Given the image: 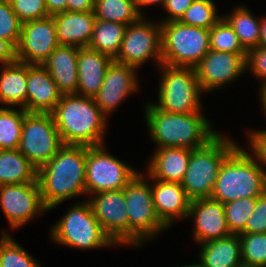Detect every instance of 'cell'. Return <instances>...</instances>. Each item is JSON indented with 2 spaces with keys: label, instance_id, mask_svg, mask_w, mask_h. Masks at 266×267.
<instances>
[{
  "label": "cell",
  "instance_id": "cell-3",
  "mask_svg": "<svg viewBox=\"0 0 266 267\" xmlns=\"http://www.w3.org/2000/svg\"><path fill=\"white\" fill-rule=\"evenodd\" d=\"M64 145L104 144L108 118L92 97L62 94L51 112Z\"/></svg>",
  "mask_w": 266,
  "mask_h": 267
},
{
  "label": "cell",
  "instance_id": "cell-31",
  "mask_svg": "<svg viewBox=\"0 0 266 267\" xmlns=\"http://www.w3.org/2000/svg\"><path fill=\"white\" fill-rule=\"evenodd\" d=\"M0 107V150L18 149L24 116L23 108Z\"/></svg>",
  "mask_w": 266,
  "mask_h": 267
},
{
  "label": "cell",
  "instance_id": "cell-33",
  "mask_svg": "<svg viewBox=\"0 0 266 267\" xmlns=\"http://www.w3.org/2000/svg\"><path fill=\"white\" fill-rule=\"evenodd\" d=\"M212 0H194L183 14L180 23L188 26L211 29L222 17Z\"/></svg>",
  "mask_w": 266,
  "mask_h": 267
},
{
  "label": "cell",
  "instance_id": "cell-40",
  "mask_svg": "<svg viewBox=\"0 0 266 267\" xmlns=\"http://www.w3.org/2000/svg\"><path fill=\"white\" fill-rule=\"evenodd\" d=\"M247 70L252 75L260 79L262 83L266 82V47L258 46L247 52L246 58Z\"/></svg>",
  "mask_w": 266,
  "mask_h": 267
},
{
  "label": "cell",
  "instance_id": "cell-29",
  "mask_svg": "<svg viewBox=\"0 0 266 267\" xmlns=\"http://www.w3.org/2000/svg\"><path fill=\"white\" fill-rule=\"evenodd\" d=\"M249 8L237 6L230 15L224 19L230 24L238 35L243 48L249 50L259 46L261 18H255Z\"/></svg>",
  "mask_w": 266,
  "mask_h": 267
},
{
  "label": "cell",
  "instance_id": "cell-46",
  "mask_svg": "<svg viewBox=\"0 0 266 267\" xmlns=\"http://www.w3.org/2000/svg\"><path fill=\"white\" fill-rule=\"evenodd\" d=\"M166 0H136V7L138 12L144 16L145 14L142 13L141 8L148 6V5H156V4H160L163 8L164 4H165Z\"/></svg>",
  "mask_w": 266,
  "mask_h": 267
},
{
  "label": "cell",
  "instance_id": "cell-35",
  "mask_svg": "<svg viewBox=\"0 0 266 267\" xmlns=\"http://www.w3.org/2000/svg\"><path fill=\"white\" fill-rule=\"evenodd\" d=\"M210 50L247 53L241 45L238 35L223 17L210 29Z\"/></svg>",
  "mask_w": 266,
  "mask_h": 267
},
{
  "label": "cell",
  "instance_id": "cell-28",
  "mask_svg": "<svg viewBox=\"0 0 266 267\" xmlns=\"http://www.w3.org/2000/svg\"><path fill=\"white\" fill-rule=\"evenodd\" d=\"M127 25L96 19L88 48L113 59L118 55Z\"/></svg>",
  "mask_w": 266,
  "mask_h": 267
},
{
  "label": "cell",
  "instance_id": "cell-21",
  "mask_svg": "<svg viewBox=\"0 0 266 267\" xmlns=\"http://www.w3.org/2000/svg\"><path fill=\"white\" fill-rule=\"evenodd\" d=\"M114 59L107 54L79 48L77 54V95L94 98L105 78L107 68Z\"/></svg>",
  "mask_w": 266,
  "mask_h": 267
},
{
  "label": "cell",
  "instance_id": "cell-15",
  "mask_svg": "<svg viewBox=\"0 0 266 267\" xmlns=\"http://www.w3.org/2000/svg\"><path fill=\"white\" fill-rule=\"evenodd\" d=\"M247 53L213 51L194 67L202 91L212 92L235 81L247 71Z\"/></svg>",
  "mask_w": 266,
  "mask_h": 267
},
{
  "label": "cell",
  "instance_id": "cell-22",
  "mask_svg": "<svg viewBox=\"0 0 266 267\" xmlns=\"http://www.w3.org/2000/svg\"><path fill=\"white\" fill-rule=\"evenodd\" d=\"M60 45L86 48L93 36L96 16L94 11H65L52 16Z\"/></svg>",
  "mask_w": 266,
  "mask_h": 267
},
{
  "label": "cell",
  "instance_id": "cell-49",
  "mask_svg": "<svg viewBox=\"0 0 266 267\" xmlns=\"http://www.w3.org/2000/svg\"><path fill=\"white\" fill-rule=\"evenodd\" d=\"M179 267V266H178ZM180 267H199L198 264L182 265Z\"/></svg>",
  "mask_w": 266,
  "mask_h": 267
},
{
  "label": "cell",
  "instance_id": "cell-32",
  "mask_svg": "<svg viewBox=\"0 0 266 267\" xmlns=\"http://www.w3.org/2000/svg\"><path fill=\"white\" fill-rule=\"evenodd\" d=\"M0 267H40V264L4 231L0 236Z\"/></svg>",
  "mask_w": 266,
  "mask_h": 267
},
{
  "label": "cell",
  "instance_id": "cell-41",
  "mask_svg": "<svg viewBox=\"0 0 266 267\" xmlns=\"http://www.w3.org/2000/svg\"><path fill=\"white\" fill-rule=\"evenodd\" d=\"M248 143L250 144L252 154L257 158L259 164L266 173V130L248 131ZM263 165V166H262Z\"/></svg>",
  "mask_w": 266,
  "mask_h": 267
},
{
  "label": "cell",
  "instance_id": "cell-45",
  "mask_svg": "<svg viewBox=\"0 0 266 267\" xmlns=\"http://www.w3.org/2000/svg\"><path fill=\"white\" fill-rule=\"evenodd\" d=\"M45 2L49 16L67 11V0H45Z\"/></svg>",
  "mask_w": 266,
  "mask_h": 267
},
{
  "label": "cell",
  "instance_id": "cell-10",
  "mask_svg": "<svg viewBox=\"0 0 266 267\" xmlns=\"http://www.w3.org/2000/svg\"><path fill=\"white\" fill-rule=\"evenodd\" d=\"M63 146L64 143L51 113L25 114L18 150L37 170Z\"/></svg>",
  "mask_w": 266,
  "mask_h": 267
},
{
  "label": "cell",
  "instance_id": "cell-23",
  "mask_svg": "<svg viewBox=\"0 0 266 267\" xmlns=\"http://www.w3.org/2000/svg\"><path fill=\"white\" fill-rule=\"evenodd\" d=\"M192 149L164 147L155 149L147 166V178L181 183L188 168Z\"/></svg>",
  "mask_w": 266,
  "mask_h": 267
},
{
  "label": "cell",
  "instance_id": "cell-36",
  "mask_svg": "<svg viewBox=\"0 0 266 267\" xmlns=\"http://www.w3.org/2000/svg\"><path fill=\"white\" fill-rule=\"evenodd\" d=\"M257 198H242L224 204L226 222L231 234L239 235L245 229L248 218L253 213Z\"/></svg>",
  "mask_w": 266,
  "mask_h": 267
},
{
  "label": "cell",
  "instance_id": "cell-34",
  "mask_svg": "<svg viewBox=\"0 0 266 267\" xmlns=\"http://www.w3.org/2000/svg\"><path fill=\"white\" fill-rule=\"evenodd\" d=\"M242 263L247 267H266V233H240Z\"/></svg>",
  "mask_w": 266,
  "mask_h": 267
},
{
  "label": "cell",
  "instance_id": "cell-26",
  "mask_svg": "<svg viewBox=\"0 0 266 267\" xmlns=\"http://www.w3.org/2000/svg\"><path fill=\"white\" fill-rule=\"evenodd\" d=\"M0 67V104L9 108L18 106L26 111L27 63L16 61Z\"/></svg>",
  "mask_w": 266,
  "mask_h": 267
},
{
  "label": "cell",
  "instance_id": "cell-9",
  "mask_svg": "<svg viewBox=\"0 0 266 267\" xmlns=\"http://www.w3.org/2000/svg\"><path fill=\"white\" fill-rule=\"evenodd\" d=\"M143 174L138 172L124 188L129 217V245L136 247L168 229L157 216L151 184Z\"/></svg>",
  "mask_w": 266,
  "mask_h": 267
},
{
  "label": "cell",
  "instance_id": "cell-44",
  "mask_svg": "<svg viewBox=\"0 0 266 267\" xmlns=\"http://www.w3.org/2000/svg\"><path fill=\"white\" fill-rule=\"evenodd\" d=\"M95 0H67V11L88 12L94 11Z\"/></svg>",
  "mask_w": 266,
  "mask_h": 267
},
{
  "label": "cell",
  "instance_id": "cell-4",
  "mask_svg": "<svg viewBox=\"0 0 266 267\" xmlns=\"http://www.w3.org/2000/svg\"><path fill=\"white\" fill-rule=\"evenodd\" d=\"M266 192V173L257 158L240 145L221 165L211 199L223 204Z\"/></svg>",
  "mask_w": 266,
  "mask_h": 267
},
{
  "label": "cell",
  "instance_id": "cell-13",
  "mask_svg": "<svg viewBox=\"0 0 266 267\" xmlns=\"http://www.w3.org/2000/svg\"><path fill=\"white\" fill-rule=\"evenodd\" d=\"M0 206L11 229H18L34 216L48 212L41 199L38 180L0 186Z\"/></svg>",
  "mask_w": 266,
  "mask_h": 267
},
{
  "label": "cell",
  "instance_id": "cell-27",
  "mask_svg": "<svg viewBox=\"0 0 266 267\" xmlns=\"http://www.w3.org/2000/svg\"><path fill=\"white\" fill-rule=\"evenodd\" d=\"M37 179V169L18 149L0 150V186L24 184Z\"/></svg>",
  "mask_w": 266,
  "mask_h": 267
},
{
  "label": "cell",
  "instance_id": "cell-43",
  "mask_svg": "<svg viewBox=\"0 0 266 267\" xmlns=\"http://www.w3.org/2000/svg\"><path fill=\"white\" fill-rule=\"evenodd\" d=\"M16 61V47L10 41L0 38V65L12 64Z\"/></svg>",
  "mask_w": 266,
  "mask_h": 267
},
{
  "label": "cell",
  "instance_id": "cell-8",
  "mask_svg": "<svg viewBox=\"0 0 266 267\" xmlns=\"http://www.w3.org/2000/svg\"><path fill=\"white\" fill-rule=\"evenodd\" d=\"M162 64L195 67L210 50V29L161 23Z\"/></svg>",
  "mask_w": 266,
  "mask_h": 267
},
{
  "label": "cell",
  "instance_id": "cell-18",
  "mask_svg": "<svg viewBox=\"0 0 266 267\" xmlns=\"http://www.w3.org/2000/svg\"><path fill=\"white\" fill-rule=\"evenodd\" d=\"M194 218L192 237L197 243L231 235L226 222L224 204L211 198L191 200L188 216Z\"/></svg>",
  "mask_w": 266,
  "mask_h": 267
},
{
  "label": "cell",
  "instance_id": "cell-1",
  "mask_svg": "<svg viewBox=\"0 0 266 267\" xmlns=\"http://www.w3.org/2000/svg\"><path fill=\"white\" fill-rule=\"evenodd\" d=\"M86 146L64 145L37 170L41 199L51 210L69 199L86 195Z\"/></svg>",
  "mask_w": 266,
  "mask_h": 267
},
{
  "label": "cell",
  "instance_id": "cell-19",
  "mask_svg": "<svg viewBox=\"0 0 266 267\" xmlns=\"http://www.w3.org/2000/svg\"><path fill=\"white\" fill-rule=\"evenodd\" d=\"M151 179L153 204L161 222L170 228L175 219L187 218L191 199L181 183Z\"/></svg>",
  "mask_w": 266,
  "mask_h": 267
},
{
  "label": "cell",
  "instance_id": "cell-30",
  "mask_svg": "<svg viewBox=\"0 0 266 267\" xmlns=\"http://www.w3.org/2000/svg\"><path fill=\"white\" fill-rule=\"evenodd\" d=\"M94 13L98 20L124 25L132 24L142 17L135 0H95Z\"/></svg>",
  "mask_w": 266,
  "mask_h": 267
},
{
  "label": "cell",
  "instance_id": "cell-20",
  "mask_svg": "<svg viewBox=\"0 0 266 267\" xmlns=\"http://www.w3.org/2000/svg\"><path fill=\"white\" fill-rule=\"evenodd\" d=\"M62 93L42 64H27L26 112L51 113Z\"/></svg>",
  "mask_w": 266,
  "mask_h": 267
},
{
  "label": "cell",
  "instance_id": "cell-39",
  "mask_svg": "<svg viewBox=\"0 0 266 267\" xmlns=\"http://www.w3.org/2000/svg\"><path fill=\"white\" fill-rule=\"evenodd\" d=\"M244 234L266 233V192L257 198L253 213L248 218Z\"/></svg>",
  "mask_w": 266,
  "mask_h": 267
},
{
  "label": "cell",
  "instance_id": "cell-38",
  "mask_svg": "<svg viewBox=\"0 0 266 267\" xmlns=\"http://www.w3.org/2000/svg\"><path fill=\"white\" fill-rule=\"evenodd\" d=\"M21 23L48 17L45 0H9Z\"/></svg>",
  "mask_w": 266,
  "mask_h": 267
},
{
  "label": "cell",
  "instance_id": "cell-5",
  "mask_svg": "<svg viewBox=\"0 0 266 267\" xmlns=\"http://www.w3.org/2000/svg\"><path fill=\"white\" fill-rule=\"evenodd\" d=\"M237 147L233 139L219 133L207 145L192 150L181 182L191 200L211 197L221 165Z\"/></svg>",
  "mask_w": 266,
  "mask_h": 267
},
{
  "label": "cell",
  "instance_id": "cell-2",
  "mask_svg": "<svg viewBox=\"0 0 266 267\" xmlns=\"http://www.w3.org/2000/svg\"><path fill=\"white\" fill-rule=\"evenodd\" d=\"M145 122L152 142L158 148L184 147L197 149L207 145L220 132L212 129L210 119L202 112L169 113L153 103L145 106Z\"/></svg>",
  "mask_w": 266,
  "mask_h": 267
},
{
  "label": "cell",
  "instance_id": "cell-24",
  "mask_svg": "<svg viewBox=\"0 0 266 267\" xmlns=\"http://www.w3.org/2000/svg\"><path fill=\"white\" fill-rule=\"evenodd\" d=\"M78 47L59 45L42 63L62 94H76Z\"/></svg>",
  "mask_w": 266,
  "mask_h": 267
},
{
  "label": "cell",
  "instance_id": "cell-12",
  "mask_svg": "<svg viewBox=\"0 0 266 267\" xmlns=\"http://www.w3.org/2000/svg\"><path fill=\"white\" fill-rule=\"evenodd\" d=\"M154 23V24H153ZM162 64L161 23L147 21L142 16L127 25L120 51L114 61L140 68L148 60Z\"/></svg>",
  "mask_w": 266,
  "mask_h": 267
},
{
  "label": "cell",
  "instance_id": "cell-48",
  "mask_svg": "<svg viewBox=\"0 0 266 267\" xmlns=\"http://www.w3.org/2000/svg\"><path fill=\"white\" fill-rule=\"evenodd\" d=\"M262 86H260V92H259V96H260V105L262 106V110L264 112V115L266 116V82L261 83Z\"/></svg>",
  "mask_w": 266,
  "mask_h": 267
},
{
  "label": "cell",
  "instance_id": "cell-16",
  "mask_svg": "<svg viewBox=\"0 0 266 267\" xmlns=\"http://www.w3.org/2000/svg\"><path fill=\"white\" fill-rule=\"evenodd\" d=\"M59 45L52 16L22 23L17 61L42 64Z\"/></svg>",
  "mask_w": 266,
  "mask_h": 267
},
{
  "label": "cell",
  "instance_id": "cell-42",
  "mask_svg": "<svg viewBox=\"0 0 266 267\" xmlns=\"http://www.w3.org/2000/svg\"><path fill=\"white\" fill-rule=\"evenodd\" d=\"M194 0H166L163 8L167 11L169 17L161 20L160 23L179 21Z\"/></svg>",
  "mask_w": 266,
  "mask_h": 267
},
{
  "label": "cell",
  "instance_id": "cell-47",
  "mask_svg": "<svg viewBox=\"0 0 266 267\" xmlns=\"http://www.w3.org/2000/svg\"><path fill=\"white\" fill-rule=\"evenodd\" d=\"M259 45L266 47V16L261 17Z\"/></svg>",
  "mask_w": 266,
  "mask_h": 267
},
{
  "label": "cell",
  "instance_id": "cell-37",
  "mask_svg": "<svg viewBox=\"0 0 266 267\" xmlns=\"http://www.w3.org/2000/svg\"><path fill=\"white\" fill-rule=\"evenodd\" d=\"M22 23L12 10L9 0H0V38L17 47Z\"/></svg>",
  "mask_w": 266,
  "mask_h": 267
},
{
  "label": "cell",
  "instance_id": "cell-25",
  "mask_svg": "<svg viewBox=\"0 0 266 267\" xmlns=\"http://www.w3.org/2000/svg\"><path fill=\"white\" fill-rule=\"evenodd\" d=\"M199 267H241V242L237 234L200 244Z\"/></svg>",
  "mask_w": 266,
  "mask_h": 267
},
{
  "label": "cell",
  "instance_id": "cell-7",
  "mask_svg": "<svg viewBox=\"0 0 266 267\" xmlns=\"http://www.w3.org/2000/svg\"><path fill=\"white\" fill-rule=\"evenodd\" d=\"M158 103L153 105L169 113L202 112L203 91L193 67L160 64Z\"/></svg>",
  "mask_w": 266,
  "mask_h": 267
},
{
  "label": "cell",
  "instance_id": "cell-14",
  "mask_svg": "<svg viewBox=\"0 0 266 267\" xmlns=\"http://www.w3.org/2000/svg\"><path fill=\"white\" fill-rule=\"evenodd\" d=\"M89 198L92 211L104 232L116 245H129V217L124 189L96 193Z\"/></svg>",
  "mask_w": 266,
  "mask_h": 267
},
{
  "label": "cell",
  "instance_id": "cell-17",
  "mask_svg": "<svg viewBox=\"0 0 266 267\" xmlns=\"http://www.w3.org/2000/svg\"><path fill=\"white\" fill-rule=\"evenodd\" d=\"M138 68L112 61L107 68L103 84L94 97L97 106L108 117L119 103L139 89Z\"/></svg>",
  "mask_w": 266,
  "mask_h": 267
},
{
  "label": "cell",
  "instance_id": "cell-11",
  "mask_svg": "<svg viewBox=\"0 0 266 267\" xmlns=\"http://www.w3.org/2000/svg\"><path fill=\"white\" fill-rule=\"evenodd\" d=\"M105 144L86 146V195L124 189L139 172L105 150Z\"/></svg>",
  "mask_w": 266,
  "mask_h": 267
},
{
  "label": "cell",
  "instance_id": "cell-6",
  "mask_svg": "<svg viewBox=\"0 0 266 267\" xmlns=\"http://www.w3.org/2000/svg\"><path fill=\"white\" fill-rule=\"evenodd\" d=\"M51 239L59 245L81 250L116 245L102 229L87 199L73 204L53 225Z\"/></svg>",
  "mask_w": 266,
  "mask_h": 267
}]
</instances>
